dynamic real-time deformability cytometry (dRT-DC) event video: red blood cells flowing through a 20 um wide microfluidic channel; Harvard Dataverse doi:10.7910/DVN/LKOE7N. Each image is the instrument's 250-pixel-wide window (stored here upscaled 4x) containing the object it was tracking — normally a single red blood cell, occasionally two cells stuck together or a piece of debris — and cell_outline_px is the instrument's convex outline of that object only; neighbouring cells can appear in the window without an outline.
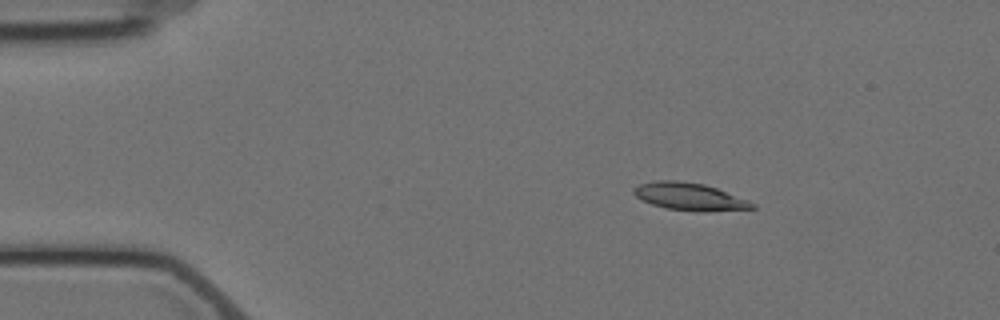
{"species": "Egyptian fruit bat (a non-hibernating species)", "species_latin": "Rousettus aegyptiacus", "temperature_condition": "cold", "stored_images_in_passage": 4, "camera_frame_rate_fps": 3000, "um_per_image_px": 0.085, "animal": {"sex": "female"}, "frame": {"image": 1, "passage_image": 2, "time_ms": 2.0, "image_size_px": [1000, 320], "cell_outline_px": [[756, 208], [704, 212], [696, 212], [668, 208], [652, 204], [640, 200], [632, 192], [632, 188], [640, 184], [656, 180], [676, 180], [704, 184], [716, 188], [748, 200], [756, 204]], "centroid_in_image_um": [58.59, 16.71], "position_along_channel_um": 26.4, "area_um2": 19.02}}